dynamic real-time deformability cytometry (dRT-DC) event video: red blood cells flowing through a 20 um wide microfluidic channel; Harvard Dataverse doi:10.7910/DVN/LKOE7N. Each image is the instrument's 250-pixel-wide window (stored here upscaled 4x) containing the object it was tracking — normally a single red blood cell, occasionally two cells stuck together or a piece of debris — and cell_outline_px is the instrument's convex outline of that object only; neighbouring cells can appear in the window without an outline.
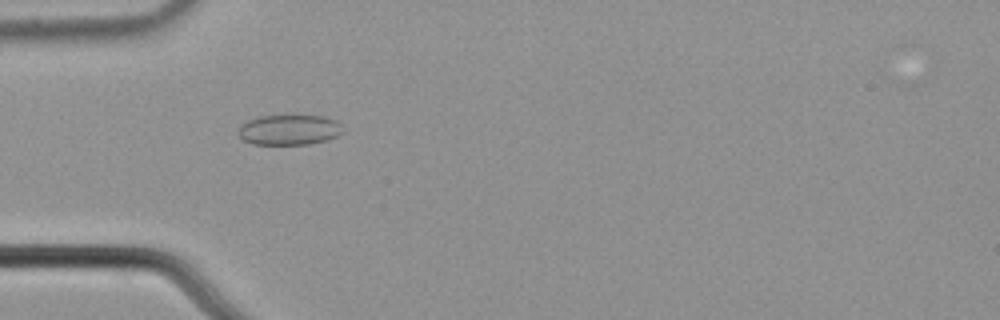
{"species": "common noctule bat (a hibernating species)", "species_latin": "Nyctalus noctula", "temperature_condition": "cold", "stored_images_in_passage": 51, "camera_frame_rate_fps": 3000, "um_per_image_px": 0.085, "animal": {"sex": "male", "body_mass_g": 21.5, "forearm_length_mm": 52.0}, "frame": {"image": 1, "passage_image": 13, "time_ms": 4.0, "image_size_px": [1000, 320], "cell_outline_px": [[344, 132], [328, 140], [308, 144], [252, 144], [244, 140], [240, 136], [240, 124], [248, 120], [260, 116], [324, 116], [336, 120], [340, 124]], "centroid_in_image_um": [24.61, 11.04], "position_along_channel_um": 60.4, "area_um2": 18.32}}
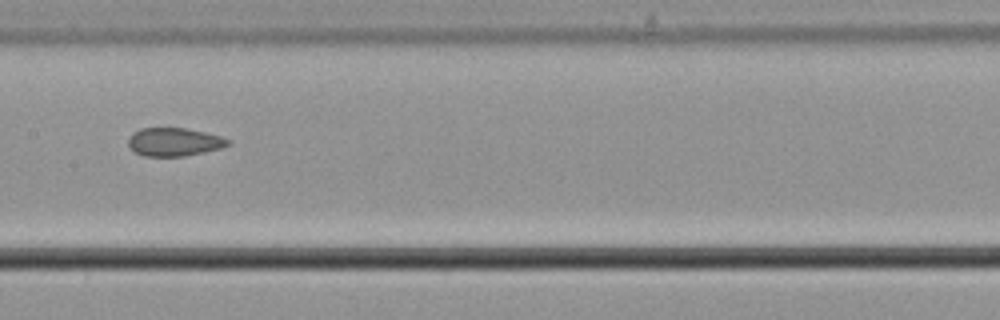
{"frame": {"image": 2, "passage_image": 24, "time_ms": 7.667, "image_size_px": [1000, 320], "cell_outline_px": [[232, 144], [220, 148], [204, 152], [184, 156], [144, 156], [136, 152], [128, 144], [128, 140], [132, 132], [140, 128], [184, 128], [204, 132], [220, 136], [232, 140]], "centroid_in_image_um": [14.82, 12.06], "position_along_channel_um": 192.6, "area_um2": 16.42}}
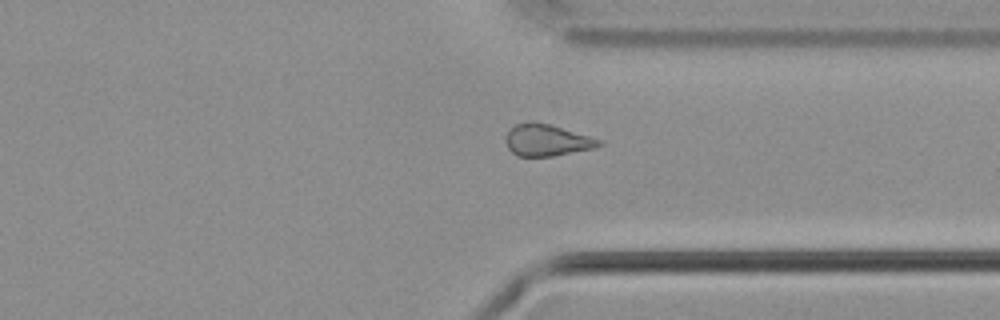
{"frame": {"image": 3, "passage_image": 38, "time_ms": 12.333, "image_size_px": [1000, 320], "cell_outline_px": [[604, 144], [592, 148], [552, 156], [516, 156], [508, 148], [504, 140], [504, 136], [508, 128], [516, 124], [532, 120], [548, 124], [604, 140]], "centroid_in_image_um": [46.43, 11.9], "position_along_channel_um": 365.0, "area_um2": 17.4}, "authors_computed_cell_mechanics": {"area_um2": 17.6868, "velocity_mm_per_s": 3.6838, "shape_relaxation_time_tau1_ms": null, "shape_relaxation_time_tau2_ms": 2.4272, "deformation_change_tau1": null, "deformation_change_tau2": 0.0767}}